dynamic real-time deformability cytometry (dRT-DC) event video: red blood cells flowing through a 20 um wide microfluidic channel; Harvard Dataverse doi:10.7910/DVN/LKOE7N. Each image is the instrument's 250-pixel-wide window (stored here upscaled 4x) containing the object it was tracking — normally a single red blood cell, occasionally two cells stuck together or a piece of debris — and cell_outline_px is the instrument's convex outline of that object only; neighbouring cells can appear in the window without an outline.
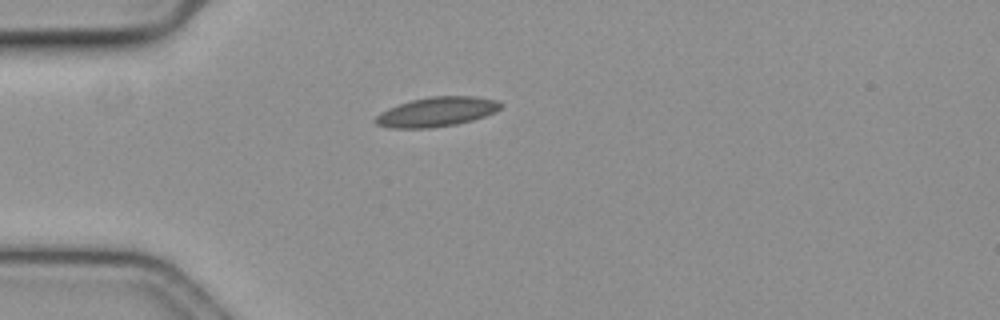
{"species": "common noctule bat (a hibernating species)", "species_latin": "Nyctalus noctula", "temperature_condition": "cold", "stored_images_in_passage": 43, "camera_frame_rate_fps": 3000, "um_per_image_px": 0.085, "animal": {"sex": "female", "body_mass_g": 19.3, "forearm_length_mm": 54.1}, "frame": {"image": 1, "passage_image": 1, "time_ms": 0.0, "image_size_px": [1000, 320], "cell_outline_px": [[504, 104], [496, 112], [472, 120], [456, 124], [428, 128], [388, 128], [376, 124], [372, 120], [380, 112], [388, 108], [412, 100], [428, 96], [476, 96], [496, 100]], "centroid_in_image_um": [37.1, 9.5], "position_along_channel_um": 47.9, "area_um2": 21.62}}
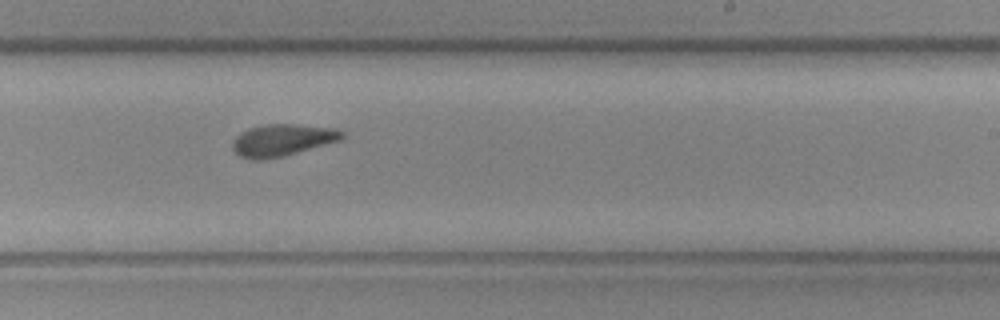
{"frame": {"image": 2, "passage_image": 21, "time_ms": 6.667, "image_size_px": [1000, 320], "cell_outline_px": [[344, 136], [340, 140], [284, 156], [264, 160], [252, 160], [240, 156], [232, 148], [232, 140], [240, 132], [248, 128], [264, 124], [292, 124], [336, 128], [344, 132]], "centroid_in_image_um": [23.96, 11.91], "position_along_channel_um": 265.0, "area_um2": 20.46}}
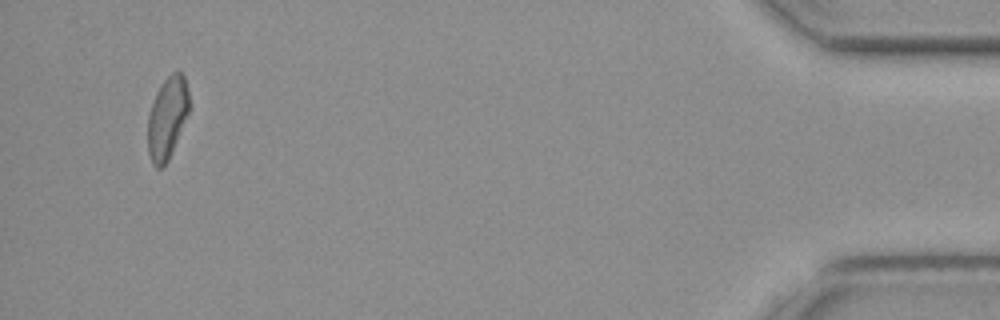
{"frame": {"image": 3, "passage_image": 41, "time_ms": 13.333, "image_size_px": [1000, 320], "cell_outline_px": [[188, 112], [168, 160], [164, 168], [156, 168], [152, 164], [148, 152], [148, 116], [156, 92], [164, 80], [172, 72], [180, 72], [184, 76], [188, 92]], "centroid_in_image_um": [14.19, 10.04], "position_along_channel_um": 421.0, "area_um2": 19.36}}